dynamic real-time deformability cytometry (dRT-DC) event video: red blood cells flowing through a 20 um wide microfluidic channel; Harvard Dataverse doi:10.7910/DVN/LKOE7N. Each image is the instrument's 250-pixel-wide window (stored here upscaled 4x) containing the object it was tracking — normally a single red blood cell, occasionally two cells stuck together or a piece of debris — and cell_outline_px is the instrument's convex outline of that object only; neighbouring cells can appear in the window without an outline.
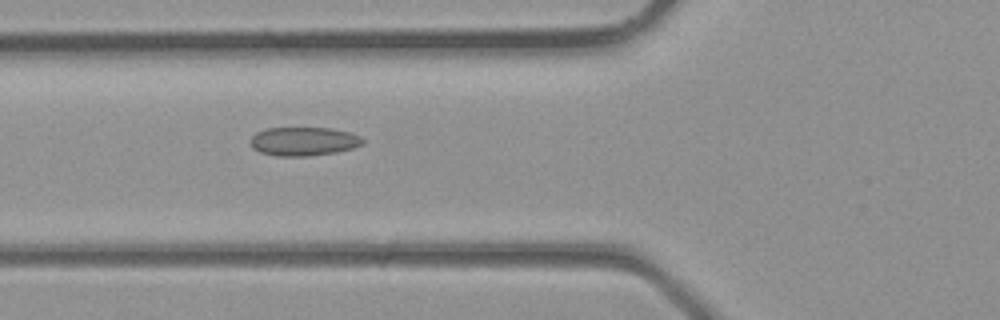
{"species": "common noctule bat (a hibernating species)", "species_latin": "Nyctalus noctula", "temperature_condition": "room temperature", "stored_images_in_passage": 3, "camera_frame_rate_fps": 3000, "um_per_image_px": 0.085, "animal": {"sex": "male", "body_mass_g": 23.1, "forearm_length_mm": 52.7}, "frame": {"image": 1, "passage_image": 3, "time_ms": 0.667, "image_size_px": [1000, 320], "cell_outline_px": [[364, 144], [352, 148], [336, 152], [308, 156], [276, 156], [260, 152], [252, 148], [248, 140], [256, 132], [268, 128], [332, 128], [348, 132], [360, 136], [364, 140]], "centroid_in_image_um": [25.78, 12.02], "position_along_channel_um": 100.0, "area_um2": 18.9}}